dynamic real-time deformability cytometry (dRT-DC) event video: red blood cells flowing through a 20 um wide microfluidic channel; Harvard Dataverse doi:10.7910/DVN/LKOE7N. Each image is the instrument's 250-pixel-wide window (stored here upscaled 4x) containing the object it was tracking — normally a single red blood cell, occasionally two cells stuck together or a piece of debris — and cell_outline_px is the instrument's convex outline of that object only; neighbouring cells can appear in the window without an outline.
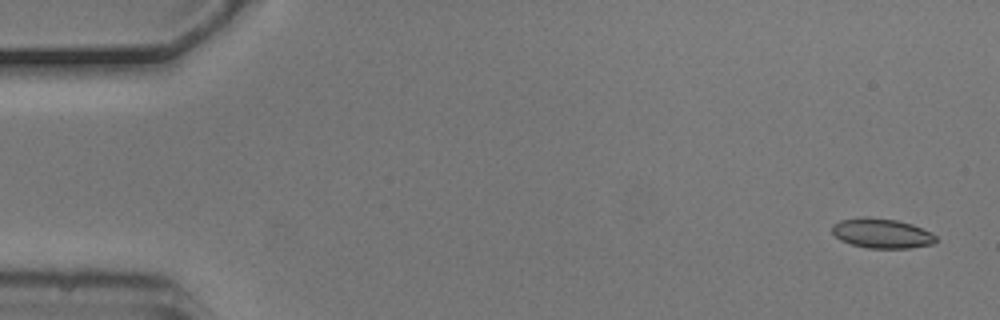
{"species": "common noctule bat (a hibernating species)", "species_latin": "Nyctalus noctula", "temperature_condition": "cold", "stored_images_in_passage": 5, "camera_frame_rate_fps": 3000, "um_per_image_px": 0.085, "animal": {"sex": "male", "body_mass_g": 20.5, "forearm_length_mm": 52.5}, "frame": {"image": 1, "passage_image": 1, "time_ms": 0.0, "image_size_px": [1000, 320], "cell_outline_px": [[936, 240], [932, 244], [912, 248], [868, 248], [852, 244], [840, 240], [832, 232], [832, 224], [840, 220], [864, 216], [868, 216], [896, 220], [912, 224], [932, 232], [936, 236]], "centroid_in_image_um": [74.95, 19.82], "position_along_channel_um": 10.1, "area_um2": 18.09}}
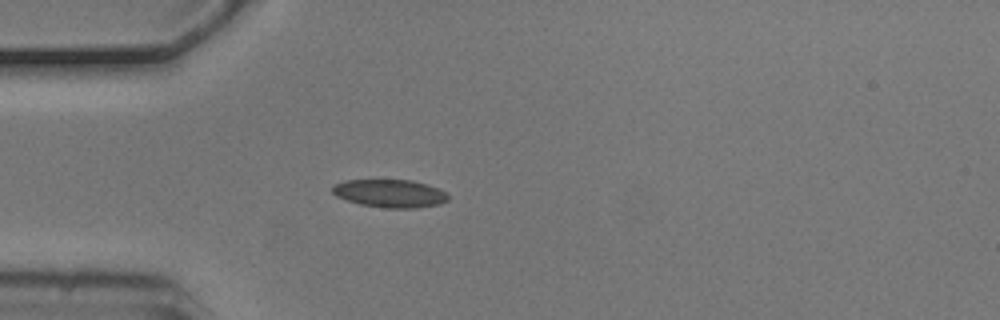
{"frame": {"image": 2, "passage_image": 5, "time_ms": 1.333, "image_size_px": [1000, 320], "cell_outline_px": [[448, 200], [440, 204], [416, 208], [384, 208], [360, 204], [336, 196], [332, 192], [332, 184], [344, 180], [412, 180], [428, 184], [440, 188], [448, 196]], "centroid_in_image_um": [33.14, 16.43], "position_along_channel_um": 51.9, "area_um2": 19.02}}